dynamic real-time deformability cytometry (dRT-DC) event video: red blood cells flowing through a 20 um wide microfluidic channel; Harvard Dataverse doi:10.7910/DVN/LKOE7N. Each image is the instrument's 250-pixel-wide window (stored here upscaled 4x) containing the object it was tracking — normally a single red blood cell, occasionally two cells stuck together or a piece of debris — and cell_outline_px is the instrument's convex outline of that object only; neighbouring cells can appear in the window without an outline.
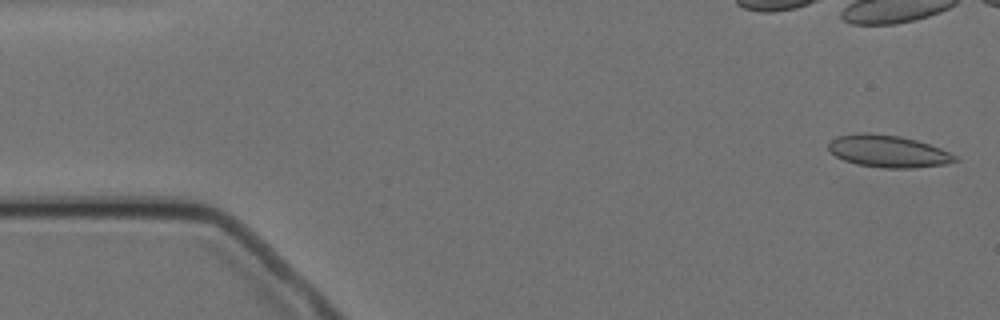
{"species": "Egyptian fruit bat (a non-hibernating species)", "species_latin": "Rousettus aegyptiacus", "temperature_condition": "cold", "stored_images_in_passage": 3, "camera_frame_rate_fps": 3000, "um_per_image_px": 0.085, "animal": {"sex": "female"}, "frame": {"image": 1, "passage_image": 1, "time_ms": 0.0, "image_size_px": [1000, 320], "cell_outline_px": [[960, 160], [944, 164], [912, 168], [884, 168], [856, 164], [844, 160], [836, 156], [828, 148], [828, 144], [836, 136], [856, 132], [868, 132], [900, 136], [916, 140], [940, 148], [956, 156]], "centroid_in_image_um": [75.46, 12.85], "position_along_channel_um": 9.5, "area_um2": 23.7}}